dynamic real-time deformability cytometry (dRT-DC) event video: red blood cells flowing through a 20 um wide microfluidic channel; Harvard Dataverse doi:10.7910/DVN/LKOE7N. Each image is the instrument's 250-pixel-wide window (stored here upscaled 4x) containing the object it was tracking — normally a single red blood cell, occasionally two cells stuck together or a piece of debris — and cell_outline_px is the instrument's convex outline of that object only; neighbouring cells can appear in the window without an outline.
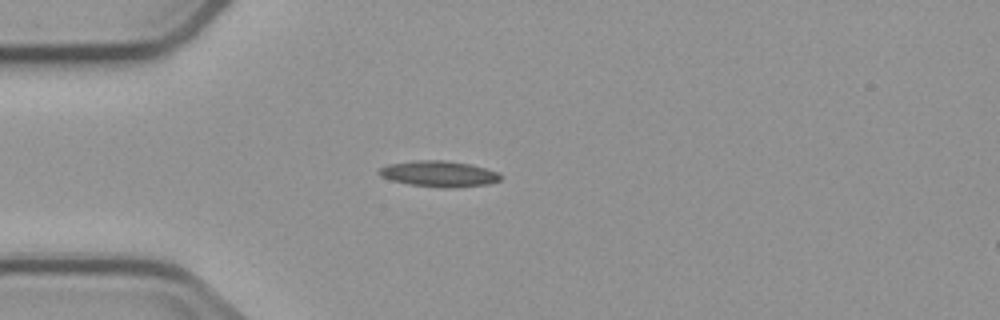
{"species": "common noctule bat (a hibernating species)", "species_latin": "Nyctalus noctula", "temperature_condition": "cold", "stored_images_in_passage": 1, "camera_frame_rate_fps": 3000, "um_per_image_px": 0.085, "animal": {"sex": "male", "body_mass_g": 23.1, "forearm_length_mm": 52.7}, "frame": {"image": 1, "passage_image": 1, "time_ms": 0.0, "image_size_px": [1000, 320], "cell_outline_px": [[500, 180], [488, 184], [456, 188], [444, 188], [408, 184], [392, 180], [380, 176], [376, 172], [380, 168], [388, 164], [416, 160], [444, 160], [472, 164], [500, 172]], "centroid_in_image_um": [37.32, 14.77], "position_along_channel_um": 47.7, "area_um2": 18.55}}